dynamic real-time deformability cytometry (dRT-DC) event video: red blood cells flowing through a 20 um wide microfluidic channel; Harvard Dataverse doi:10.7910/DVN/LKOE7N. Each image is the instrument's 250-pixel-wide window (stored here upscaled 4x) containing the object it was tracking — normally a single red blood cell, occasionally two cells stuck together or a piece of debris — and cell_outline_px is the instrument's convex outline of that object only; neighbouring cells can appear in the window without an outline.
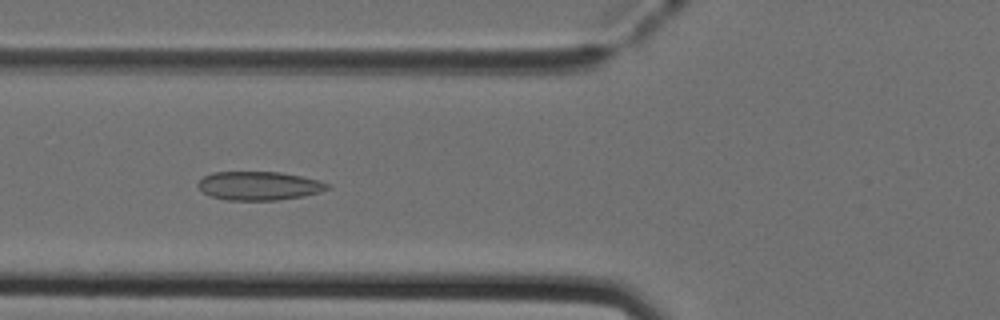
{"species": "Egyptian fruit bat (a non-hibernating species)", "species_latin": "Rousettus aegyptiacus", "temperature_condition": "cold", "stored_images_in_passage": 50, "camera_frame_rate_fps": 3000, "um_per_image_px": 0.085, "animal": {"sex": "female"}, "frame": {"image": 1, "passage_image": 18, "time_ms": 5.667, "image_size_px": [1000, 320], "cell_outline_px": [[332, 188], [320, 192], [304, 196], [276, 200], [228, 200], [212, 196], [204, 192], [196, 184], [204, 176], [212, 172], [280, 172], [300, 176], [316, 180], [328, 184]], "centroid_in_image_um": [22.02, 15.79], "position_along_channel_um": 103.8, "area_um2": 21.44}}
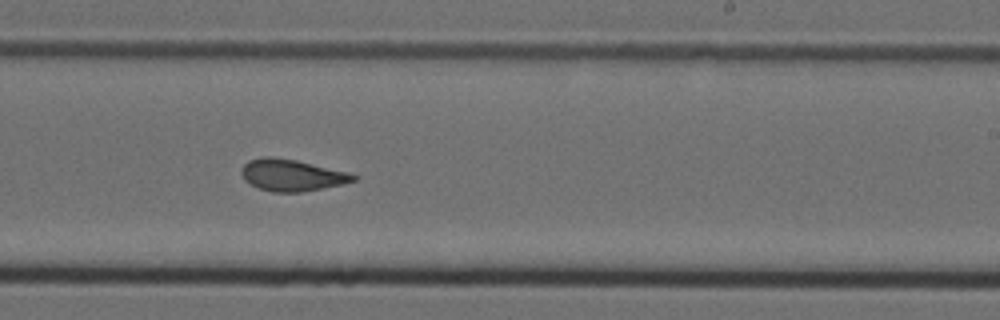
{"frame": {"image": 2, "passage_image": 30, "time_ms": 9.667, "image_size_px": [1000, 320], "cell_outline_px": [[360, 176], [356, 180], [344, 184], [300, 192], [272, 192], [260, 188], [244, 180], [240, 172], [244, 164], [248, 160], [264, 156], [272, 156], [296, 160], [352, 172]], "centroid_in_image_um": [24.85, 14.87], "position_along_channel_um": 264.1, "area_um2": 20.92}}
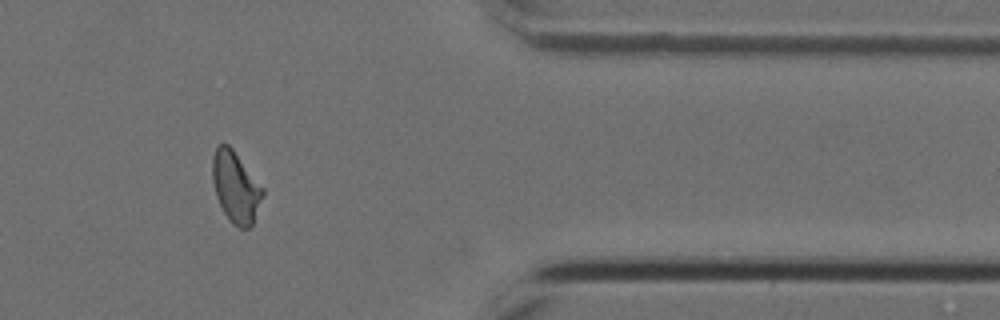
{"frame": {"image": 3, "passage_image": 41, "time_ms": 13.333, "image_size_px": [1000, 320], "cell_outline_px": [[264, 196], [252, 224], [248, 228], [240, 228], [232, 224], [224, 212], [216, 196], [212, 180], [212, 156], [216, 148], [220, 144], [228, 144], [232, 148], [264, 188]], "centroid_in_image_um": [20.04, 15.9], "position_along_channel_um": 391.4, "area_um2": 20.81}}